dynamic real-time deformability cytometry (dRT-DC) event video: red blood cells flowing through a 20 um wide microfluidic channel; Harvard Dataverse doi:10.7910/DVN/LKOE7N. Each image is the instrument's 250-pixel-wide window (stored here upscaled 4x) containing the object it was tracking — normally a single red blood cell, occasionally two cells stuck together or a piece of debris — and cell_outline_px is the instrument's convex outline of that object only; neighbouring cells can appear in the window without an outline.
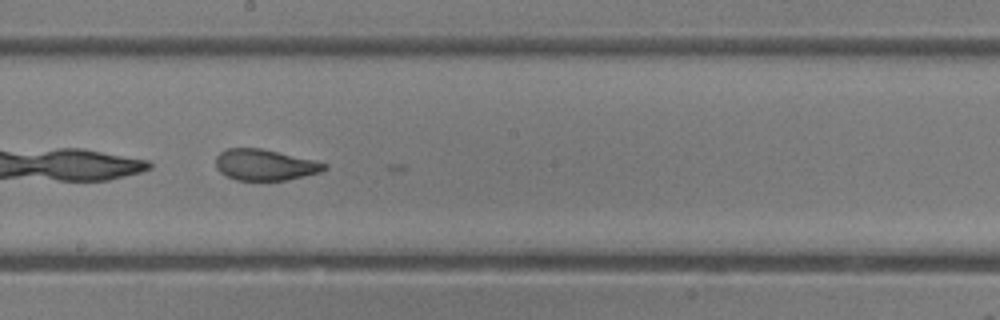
{"species": "common noctule bat (a hibernating species)", "species_latin": "Nyctalus noctula", "temperature_condition": "room temperature", "stored_images_in_passage": 33, "camera_frame_rate_fps": 3000, "um_per_image_px": 0.085, "animal": {"sex": "female"}, "frame": {"image": 1, "passage_image": 19, "time_ms": 6.0, "image_size_px": [1000, 320], "cell_outline_px": [[328, 168], [320, 172], [304, 176], [284, 180], [236, 180], [220, 172], [216, 168], [216, 156], [220, 152], [228, 148], [260, 148], [316, 160], [328, 164]], "centroid_in_image_um": [22.53, 14.01], "position_along_channel_um": 225.7, "area_um2": 19.65}}